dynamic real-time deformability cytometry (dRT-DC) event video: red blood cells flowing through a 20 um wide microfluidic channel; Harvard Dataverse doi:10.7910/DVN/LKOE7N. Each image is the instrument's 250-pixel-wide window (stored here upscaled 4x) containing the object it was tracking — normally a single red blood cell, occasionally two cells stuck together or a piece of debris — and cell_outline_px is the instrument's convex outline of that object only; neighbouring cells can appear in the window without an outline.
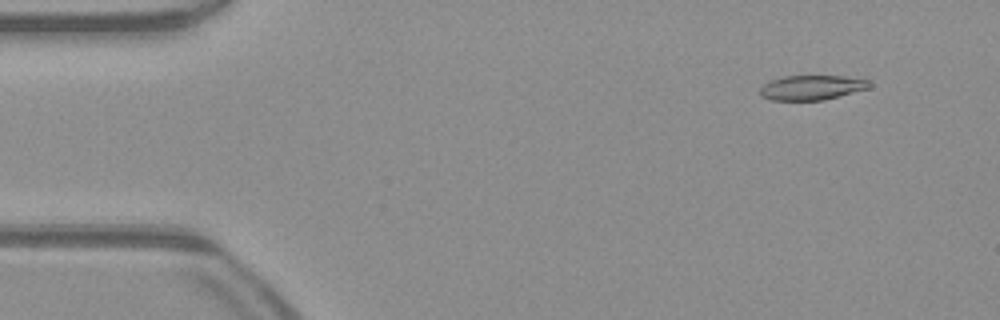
{"species": "common noctule bat (a hibernating species)", "species_latin": "Nyctalus noctula", "temperature_condition": "warm", "stored_images_in_passage": 48, "camera_frame_rate_fps": 3000, "um_per_image_px": 0.085, "animal": {"sex": "male", "body_mass_g": 23.1, "forearm_length_mm": 52.7}, "frame": {"image": 1, "passage_image": 2, "time_ms": 0.333, "image_size_px": [1000, 320], "cell_outline_px": [[872, 84], [868, 88], [824, 100], [772, 100], [760, 96], [760, 88], [764, 84], [772, 80], [784, 76], [844, 76], [868, 80]], "centroid_in_image_um": [68.98, 7.44], "position_along_channel_um": 16.0, "area_um2": 15.61}}
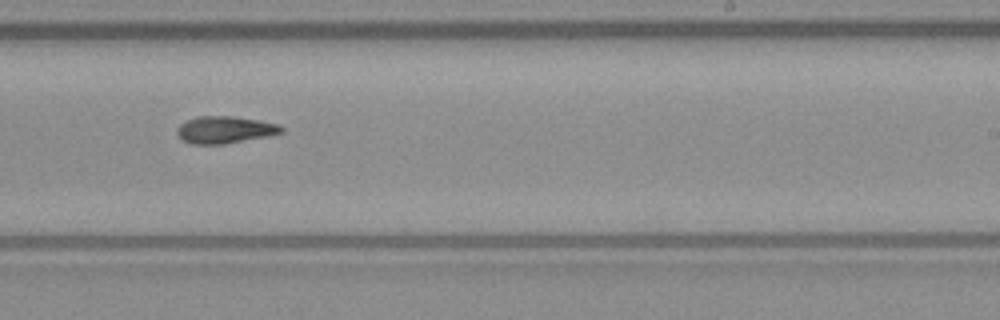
{"frame": {"image": 2, "passage_image": 28, "time_ms": 9.0, "image_size_px": [1000, 320], "cell_outline_px": [[284, 132], [224, 144], [192, 144], [184, 140], [176, 132], [176, 128], [180, 124], [196, 116], [232, 116], [260, 120], [276, 124], [284, 128]], "centroid_in_image_um": [19.09, 11.02], "position_along_channel_um": 269.9, "area_um2": 16.24}}
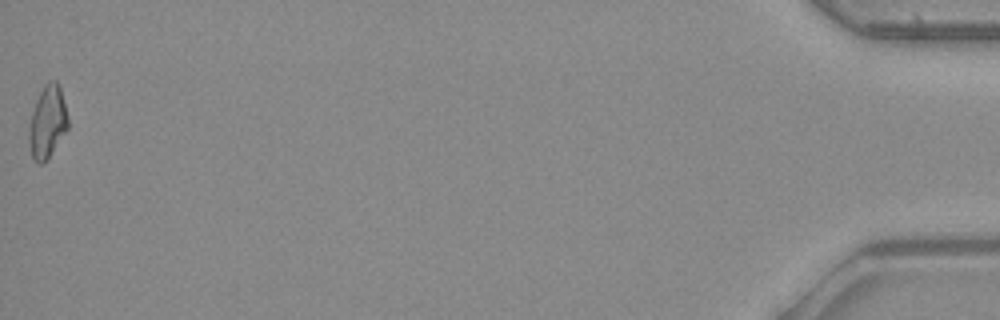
{"frame": {"image": 3, "passage_image": 48, "time_ms": 15.667, "image_size_px": [1000, 320], "cell_outline_px": [[68, 128], [44, 164], [40, 164], [32, 156], [28, 144], [28, 132], [32, 112], [36, 100], [44, 84], [48, 80], [56, 80], [60, 88], [68, 116]], "centroid_in_image_um": [4.02, 10.36], "position_along_channel_um": 431.2, "area_um2": 16.42}, "authors_computed_cell_mechanics": {"area_um2": 16.3285, "velocity_mm_per_s": 4.0666, "shape_relaxation_time_tau1_ms": null, "shape_relaxation_time_tau2_ms": 10.6734, "deformation_change_tau1": null, "deformation_change_tau2": 0.2021}}